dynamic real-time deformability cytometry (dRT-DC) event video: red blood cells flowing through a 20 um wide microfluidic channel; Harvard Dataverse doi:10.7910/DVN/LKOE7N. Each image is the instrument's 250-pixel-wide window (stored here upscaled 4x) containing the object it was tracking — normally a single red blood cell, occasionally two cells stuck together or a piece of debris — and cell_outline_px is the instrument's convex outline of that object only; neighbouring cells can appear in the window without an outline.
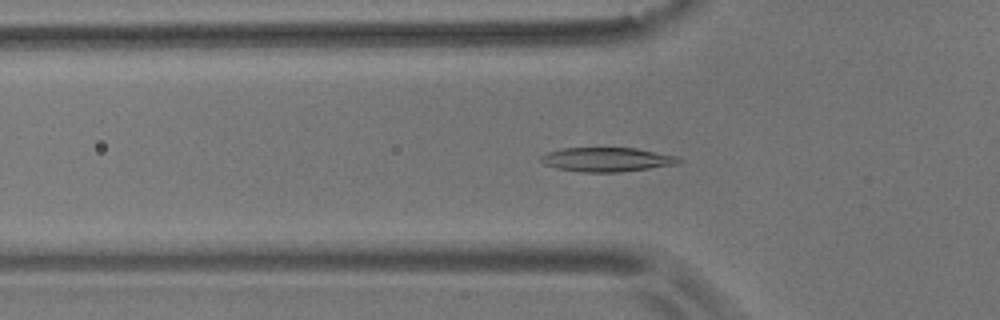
{"species": "common noctule bat (a hibernating species)", "species_latin": "Nyctalus noctula", "temperature_condition": "room temperature", "stored_images_in_passage": 54, "camera_frame_rate_fps": 3000, "um_per_image_px": 0.085, "animal": {"sex": "male", "body_mass_g": 17.9}, "frame": {"image": 1, "passage_image": 17, "time_ms": 5.333, "image_size_px": [1000, 320], "cell_outline_px": [[684, 160], [680, 164], [620, 172], [580, 172], [556, 168], [544, 164], [540, 160], [540, 156], [548, 152], [564, 148], [636, 148], [676, 156]], "centroid_in_image_um": [51.61, 13.56], "position_along_channel_um": 74.2, "area_um2": 19.48}}
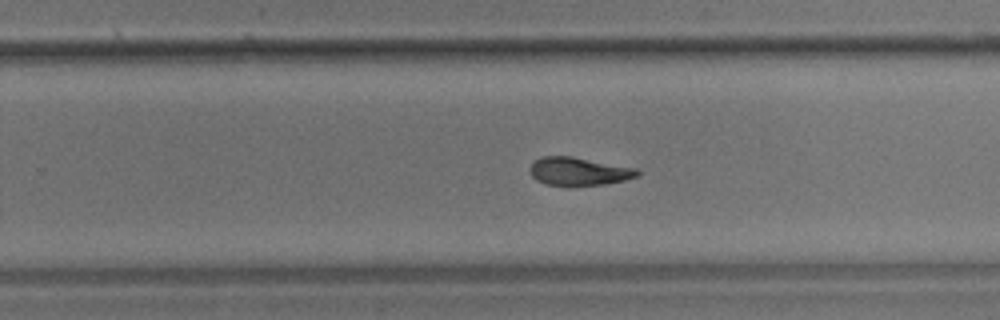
{"frame": {"image": 2, "passage_image": 34, "time_ms": 11.0, "image_size_px": [1000, 320], "cell_outline_px": [[640, 176], [624, 180], [604, 184], [568, 188], [544, 184], [536, 180], [528, 172], [528, 168], [536, 160], [544, 156], [572, 156], [636, 168], [640, 172]], "centroid_in_image_um": [49.17, 14.6], "position_along_channel_um": 280.6, "area_um2": 18.21}}
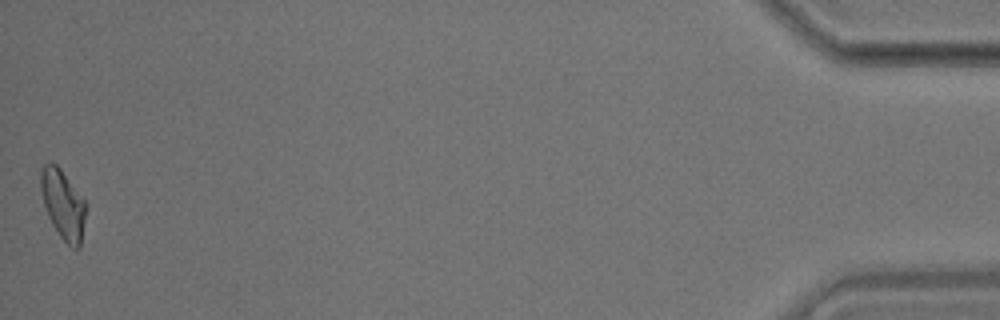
{"frame": {"image": 3, "passage_image": 54, "time_ms": 17.667, "image_size_px": [1000, 320], "cell_outline_px": [[88, 204], [80, 248], [76, 252], [60, 236], [52, 224], [48, 216], [44, 204], [40, 188], [40, 172], [44, 164], [56, 164], [60, 168]], "centroid_in_image_um": [5.39, 17.41], "position_along_channel_um": 429.8, "area_um2": 18.38}, "authors_computed_cell_mechanics": {"area_um2": 18.3515, "velocity_mm_per_s": 3.6389, "shape_relaxation_time_tau1_ms": 7.3685, "shape_relaxation_time_tau2_ms": 4.5287, "deformation_change_tau1": 0.1957, "deformation_change_tau2": 0.1061}}